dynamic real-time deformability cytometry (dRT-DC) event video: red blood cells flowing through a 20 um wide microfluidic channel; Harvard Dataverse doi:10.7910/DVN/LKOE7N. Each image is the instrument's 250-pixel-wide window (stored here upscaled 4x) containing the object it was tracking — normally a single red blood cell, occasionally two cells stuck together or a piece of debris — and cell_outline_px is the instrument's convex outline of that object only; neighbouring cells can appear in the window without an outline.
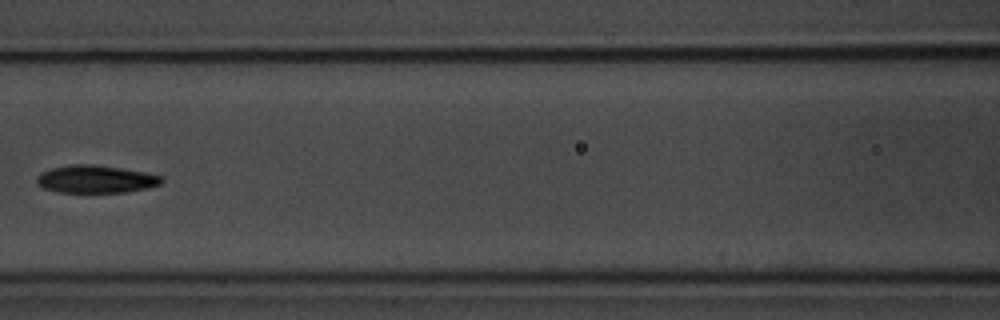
{"species": "common noctule bat (a hibernating species)", "species_latin": "Nyctalus noctula", "temperature_condition": "room temperature", "stored_images_in_passage": 14, "camera_frame_rate_fps": 3000, "um_per_image_px": 0.085, "animal": {"sex": "male", "body_mass_g": 20.1, "forearm_length_mm": 53.5}, "frame": {"image": 1, "passage_image": 5, "time_ms": 5.667, "image_size_px": [1000, 320], "cell_outline_px": [[164, 180], [160, 184], [144, 188], [124, 192], [60, 192], [44, 188], [36, 184], [36, 176], [40, 172], [52, 168], [72, 164], [92, 164], [120, 168], [144, 172], [164, 176]], "centroid_in_image_um": [8.11, 15.22], "position_along_channel_um": 158.5, "area_um2": 20.06}}
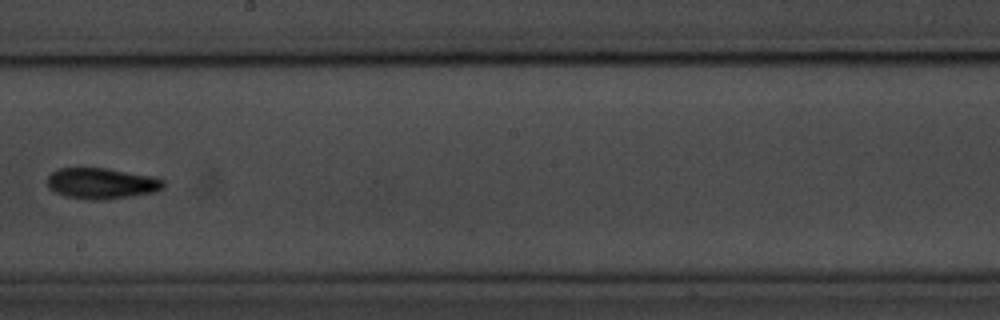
{"frame": {"image": 2, "passage_image": 7, "time_ms": 8.0, "image_size_px": [1000, 320], "cell_outline_px": [[164, 188], [156, 192], [132, 196], [104, 200], [92, 200], [64, 196], [48, 188], [48, 176], [52, 172], [60, 168], [104, 168], [156, 176], [164, 180]], "centroid_in_image_um": [8.68, 15.59], "position_along_channel_um": 239.5, "area_um2": 21.1}, "authors_computed_cell_mechanics": {"area_um2": 19.8832, "velocity_mm_per_s": 3.4966, "shape_relaxation_time_tau1_ms": 3.0296, "shape_relaxation_time_tau2_ms": null, "deformation_change_tau1": 0.1383, "deformation_change_tau2": null}}